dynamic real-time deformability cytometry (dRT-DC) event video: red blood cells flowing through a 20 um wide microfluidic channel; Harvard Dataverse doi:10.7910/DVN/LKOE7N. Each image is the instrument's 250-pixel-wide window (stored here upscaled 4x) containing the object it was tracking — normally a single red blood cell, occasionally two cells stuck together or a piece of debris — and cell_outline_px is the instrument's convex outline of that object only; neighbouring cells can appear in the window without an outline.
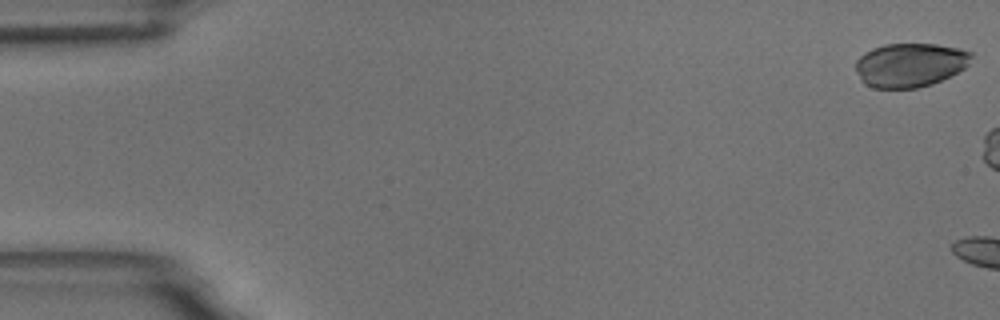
{"species": "common noctule bat (a hibernating species)", "species_latin": "Nyctalus noctula", "temperature_condition": "room temperature", "stored_images_in_passage": 5, "camera_frame_rate_fps": 3000, "um_per_image_px": 0.085, "animal": {"sex": "male", "body_mass_g": 18.8}, "frame": {"image": 1, "passage_image": 1, "time_ms": 0.0, "image_size_px": [1000, 320], "cell_outline_px": [[972, 56], [968, 64], [964, 68], [932, 84], [916, 88], [872, 88], [864, 84], [860, 80], [856, 68], [856, 60], [864, 52], [872, 48], [884, 44], [936, 44], [960, 48], [972, 52]], "centroid_in_image_um": [77.32, 5.51], "position_along_channel_um": 7.7, "area_um2": 29.65}}